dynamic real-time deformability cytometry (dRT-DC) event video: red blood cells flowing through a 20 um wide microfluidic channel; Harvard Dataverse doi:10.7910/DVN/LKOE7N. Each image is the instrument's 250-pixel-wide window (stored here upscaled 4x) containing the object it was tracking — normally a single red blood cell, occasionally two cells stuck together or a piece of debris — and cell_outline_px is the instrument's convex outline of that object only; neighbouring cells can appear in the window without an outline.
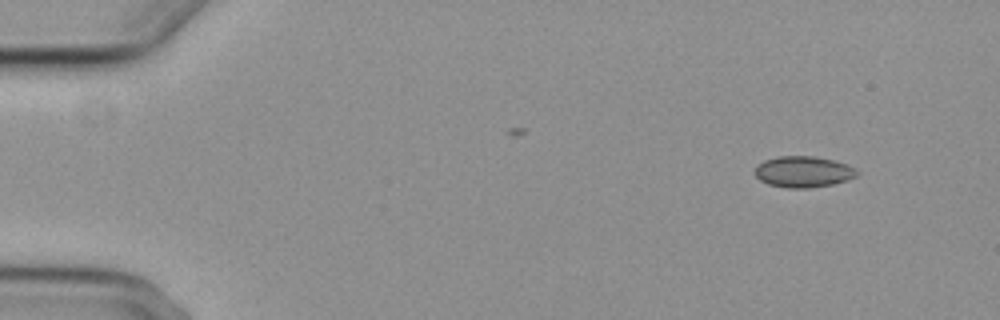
{"species": "common noctule bat (a hibernating species)", "species_latin": "Nyctalus noctula", "temperature_condition": "cold", "stored_images_in_passage": 3, "camera_frame_rate_fps": 3000, "um_per_image_px": 0.085, "animal": {"sex": "female", "body_mass_g": 29.2, "forearm_length_mm": 56.3}, "frame": {"image": 1, "passage_image": 1, "time_ms": 0.0, "image_size_px": [1000, 320], "cell_outline_px": [[860, 172], [856, 176], [848, 180], [832, 184], [808, 188], [788, 188], [768, 184], [760, 180], [756, 176], [756, 168], [764, 160], [776, 156], [816, 156], [836, 160], [856, 168]], "centroid_in_image_um": [68.33, 14.59], "position_along_channel_um": 16.7, "area_um2": 18.61}}